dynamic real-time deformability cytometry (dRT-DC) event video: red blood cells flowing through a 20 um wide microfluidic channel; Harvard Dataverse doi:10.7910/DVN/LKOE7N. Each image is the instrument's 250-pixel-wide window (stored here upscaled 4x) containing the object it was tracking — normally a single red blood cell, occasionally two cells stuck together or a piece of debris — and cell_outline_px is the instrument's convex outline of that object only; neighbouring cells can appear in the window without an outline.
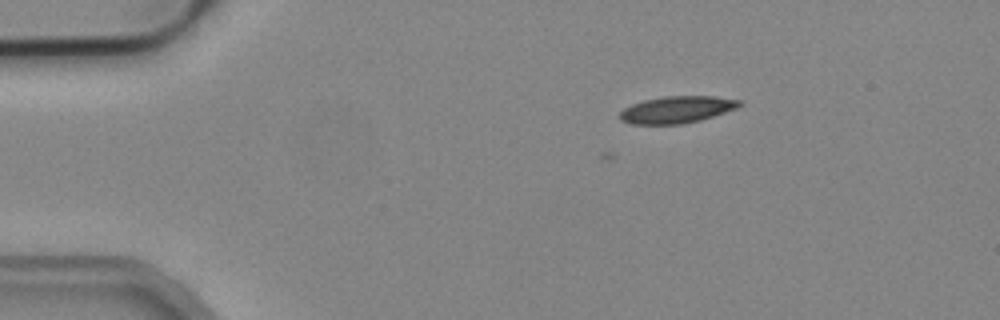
{"species": "common noctule bat (a hibernating species)", "species_latin": "Nyctalus noctula", "temperature_condition": "cold", "stored_images_in_passage": 5, "camera_frame_rate_fps": 3000, "um_per_image_px": 0.085, "animal": {"sex": "male", "body_mass_g": 19.2, "forearm_length_mm": 51.8}, "frame": {"image": 1, "passage_image": 1, "time_ms": 0.0, "image_size_px": [1000, 320], "cell_outline_px": [[744, 104], [736, 108], [700, 120], [684, 124], [632, 124], [620, 120], [620, 112], [624, 108], [632, 104], [644, 100], [664, 96], [712, 96], [744, 100]], "centroid_in_image_um": [57.55, 9.31], "position_along_channel_um": 27.4, "area_um2": 18.79}}